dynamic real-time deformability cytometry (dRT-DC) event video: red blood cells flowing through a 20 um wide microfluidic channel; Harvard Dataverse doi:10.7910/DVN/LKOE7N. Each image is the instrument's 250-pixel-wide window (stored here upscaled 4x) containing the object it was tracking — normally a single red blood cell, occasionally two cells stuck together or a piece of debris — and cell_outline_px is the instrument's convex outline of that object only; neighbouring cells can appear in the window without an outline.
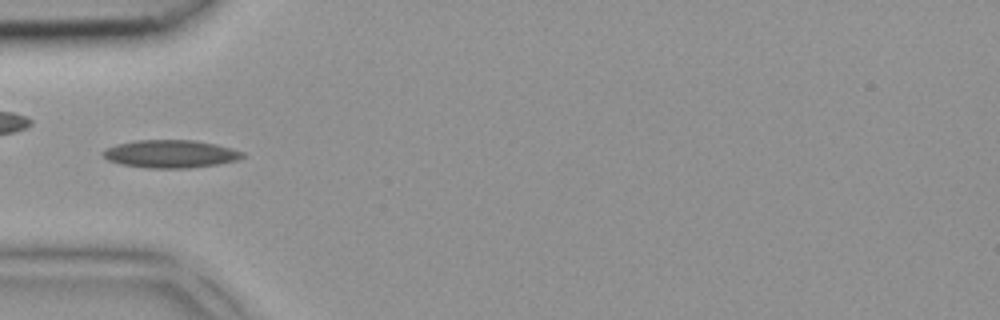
{"species": "common noctule bat (a hibernating species)", "species_latin": "Nyctalus noctula", "temperature_condition": "room temperature", "stored_images_in_passage": 3, "camera_frame_rate_fps": 3000, "um_per_image_px": 0.085, "animal": {"sex": "female", "body_mass_g": 18.4}, "frame": {"image": 1, "passage_image": 3, "time_ms": 0.667, "image_size_px": [1000, 320], "cell_outline_px": [[244, 156], [236, 160], [220, 164], [188, 168], [148, 168], [120, 164], [108, 160], [100, 152], [116, 144], [136, 140], [196, 140], [216, 144], [232, 148], [244, 152]], "centroid_in_image_um": [14.5, 13.08], "position_along_channel_um": 70.5, "area_um2": 22.72}}